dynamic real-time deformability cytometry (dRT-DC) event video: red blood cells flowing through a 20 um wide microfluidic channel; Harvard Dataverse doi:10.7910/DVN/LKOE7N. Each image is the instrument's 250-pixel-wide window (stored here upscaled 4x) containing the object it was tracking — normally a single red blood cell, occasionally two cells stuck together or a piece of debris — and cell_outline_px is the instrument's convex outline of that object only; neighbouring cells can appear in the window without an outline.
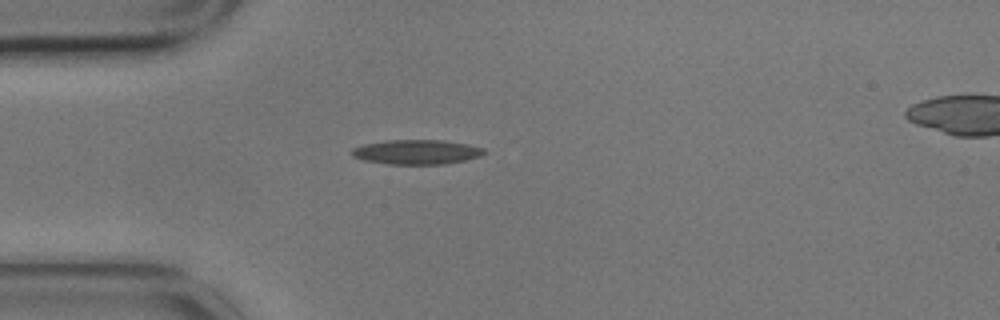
{"species": "common noctule bat (a hibernating species)", "species_latin": "Nyctalus noctula", "temperature_condition": "cold", "stored_images_in_passage": 4, "camera_frame_rate_fps": 3000, "um_per_image_px": 0.085, "animal": {"sex": "male", "body_mass_g": 17.9}, "frame": {"image": 1, "passage_image": 3, "time_ms": 0.667, "image_size_px": [1000, 320], "cell_outline_px": [[488, 152], [480, 156], [464, 160], [444, 164], [388, 164], [364, 160], [352, 156], [348, 152], [352, 148], [364, 144], [384, 140], [444, 140], [468, 144], [484, 148]], "centroid_in_image_um": [35.39, 12.91], "position_along_channel_um": 49.6, "area_um2": 19.13}}